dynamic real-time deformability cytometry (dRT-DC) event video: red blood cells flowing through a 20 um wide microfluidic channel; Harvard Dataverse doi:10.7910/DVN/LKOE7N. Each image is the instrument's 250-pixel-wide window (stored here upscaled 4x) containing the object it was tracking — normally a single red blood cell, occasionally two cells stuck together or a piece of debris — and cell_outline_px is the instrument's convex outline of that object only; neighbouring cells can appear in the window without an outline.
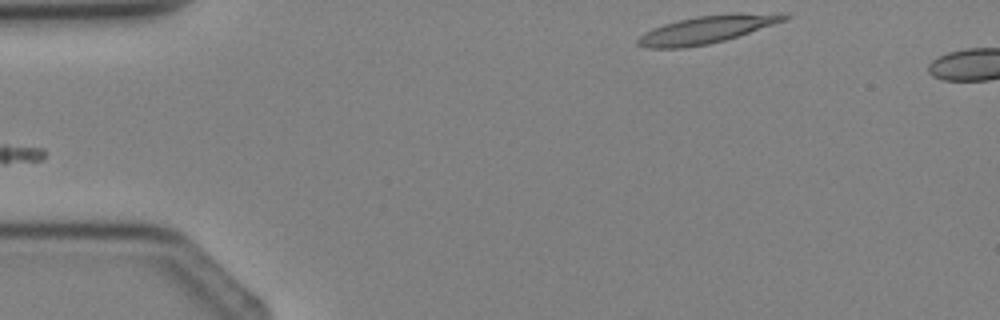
{"species": "Egyptian fruit bat (a non-hibernating species)", "species_latin": "Rousettus aegyptiacus", "temperature_condition": "cold", "stored_images_in_passage": 3, "camera_frame_rate_fps": 3000, "um_per_image_px": 0.085, "animal": {"sex": "female"}, "frame": {"image": 1, "passage_image": 3, "time_ms": 2.333, "image_size_px": [1000, 320], "cell_outline_px": [[792, 16], [788, 20], [724, 40], [708, 44], [684, 48], [648, 48], [636, 44], [636, 40], [644, 32], [652, 28], [664, 24], [696, 16], [732, 12], [788, 12]], "centroid_in_image_um": [60.19, 2.47], "position_along_channel_um": 24.8, "area_um2": 24.1}}